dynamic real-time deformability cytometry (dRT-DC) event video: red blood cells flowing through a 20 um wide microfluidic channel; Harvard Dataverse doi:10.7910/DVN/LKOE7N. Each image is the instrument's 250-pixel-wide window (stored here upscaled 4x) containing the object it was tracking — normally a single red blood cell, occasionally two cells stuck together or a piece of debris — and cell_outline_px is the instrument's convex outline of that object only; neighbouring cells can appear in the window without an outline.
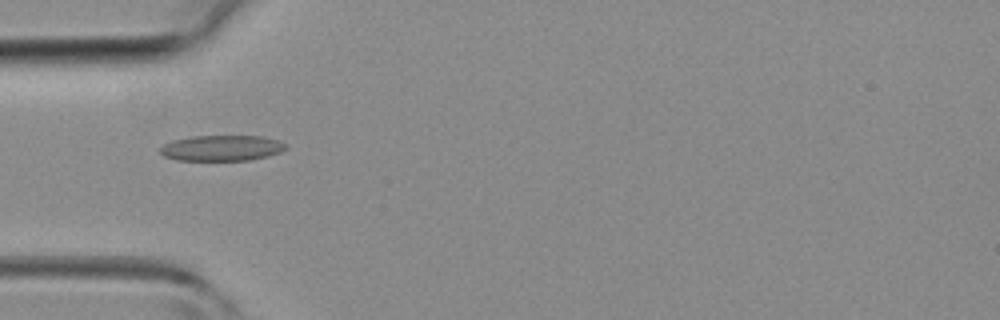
{"species": "common noctule bat (a hibernating species)", "species_latin": "Nyctalus noctula", "temperature_condition": "room temperature", "stored_images_in_passage": 42, "camera_frame_rate_fps": 3000, "um_per_image_px": 0.085, "animal": {"sex": "female", "body_mass_g": 19.3, "forearm_length_mm": 54.1}, "frame": {"image": 1, "passage_image": 12, "time_ms": 3.667, "image_size_px": [1000, 320], "cell_outline_px": [[288, 148], [280, 152], [268, 156], [248, 160], [176, 160], [164, 156], [160, 152], [160, 148], [164, 144], [172, 140], [192, 136], [264, 136], [280, 140], [288, 144]], "centroid_in_image_um": [18.89, 12.57], "position_along_channel_um": 66.1, "area_um2": 18.96}}
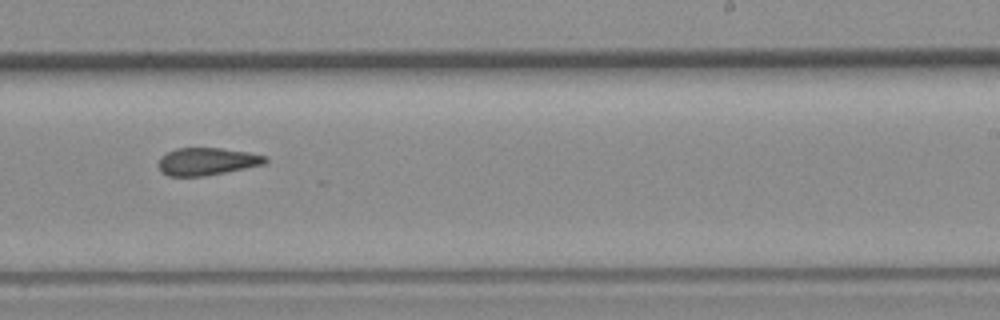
{"frame": {"image": 2, "passage_image": 25, "time_ms": 8.0, "image_size_px": [1000, 320], "cell_outline_px": [[268, 160], [264, 164], [204, 176], [168, 176], [160, 172], [156, 164], [160, 156], [176, 148], [220, 148], [248, 152], [268, 156]], "centroid_in_image_um": [17.54, 13.72], "position_along_channel_um": 271.5, "area_um2": 17.22}}
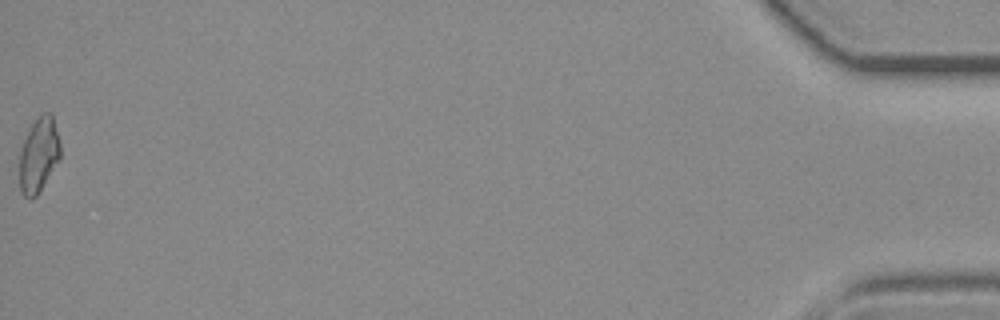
{"frame": {"image": 3, "passage_image": 42, "time_ms": 13.667, "image_size_px": [1000, 320], "cell_outline_px": [[60, 156], [36, 196], [32, 200], [28, 200], [20, 192], [20, 152], [24, 140], [32, 124], [44, 112], [52, 112], [60, 144]], "centroid_in_image_um": [3.28, 13.18], "position_along_channel_um": 431.9, "area_um2": 17.4}}